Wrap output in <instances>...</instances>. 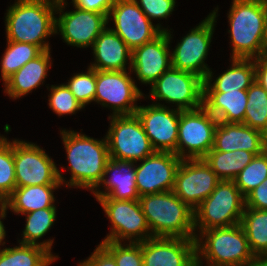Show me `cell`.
Wrapping results in <instances>:
<instances>
[{
    "instance_id": "obj_1",
    "label": "cell",
    "mask_w": 267,
    "mask_h": 266,
    "mask_svg": "<svg viewBox=\"0 0 267 266\" xmlns=\"http://www.w3.org/2000/svg\"><path fill=\"white\" fill-rule=\"evenodd\" d=\"M57 4L58 0H15L5 13L6 39L50 50L45 40L56 34Z\"/></svg>"
},
{
    "instance_id": "obj_2",
    "label": "cell",
    "mask_w": 267,
    "mask_h": 266,
    "mask_svg": "<svg viewBox=\"0 0 267 266\" xmlns=\"http://www.w3.org/2000/svg\"><path fill=\"white\" fill-rule=\"evenodd\" d=\"M71 171L66 186L86 188L93 192L102 181L107 161L110 159L106 138H91L72 130H60Z\"/></svg>"
},
{
    "instance_id": "obj_3",
    "label": "cell",
    "mask_w": 267,
    "mask_h": 266,
    "mask_svg": "<svg viewBox=\"0 0 267 266\" xmlns=\"http://www.w3.org/2000/svg\"><path fill=\"white\" fill-rule=\"evenodd\" d=\"M228 15L232 58L258 59L267 52L265 0H232Z\"/></svg>"
},
{
    "instance_id": "obj_4",
    "label": "cell",
    "mask_w": 267,
    "mask_h": 266,
    "mask_svg": "<svg viewBox=\"0 0 267 266\" xmlns=\"http://www.w3.org/2000/svg\"><path fill=\"white\" fill-rule=\"evenodd\" d=\"M152 237L195 239L194 211L173 191L139 197Z\"/></svg>"
},
{
    "instance_id": "obj_5",
    "label": "cell",
    "mask_w": 267,
    "mask_h": 266,
    "mask_svg": "<svg viewBox=\"0 0 267 266\" xmlns=\"http://www.w3.org/2000/svg\"><path fill=\"white\" fill-rule=\"evenodd\" d=\"M195 243L196 261L206 266H246L255 258L240 223L197 233Z\"/></svg>"
},
{
    "instance_id": "obj_6",
    "label": "cell",
    "mask_w": 267,
    "mask_h": 266,
    "mask_svg": "<svg viewBox=\"0 0 267 266\" xmlns=\"http://www.w3.org/2000/svg\"><path fill=\"white\" fill-rule=\"evenodd\" d=\"M245 197L234 180H220L214 191L194 211V230L239 224L244 213Z\"/></svg>"
},
{
    "instance_id": "obj_7",
    "label": "cell",
    "mask_w": 267,
    "mask_h": 266,
    "mask_svg": "<svg viewBox=\"0 0 267 266\" xmlns=\"http://www.w3.org/2000/svg\"><path fill=\"white\" fill-rule=\"evenodd\" d=\"M108 119L111 121L105 138L110 159L137 163L155 152L136 114L109 115Z\"/></svg>"
},
{
    "instance_id": "obj_8",
    "label": "cell",
    "mask_w": 267,
    "mask_h": 266,
    "mask_svg": "<svg viewBox=\"0 0 267 266\" xmlns=\"http://www.w3.org/2000/svg\"><path fill=\"white\" fill-rule=\"evenodd\" d=\"M218 122L203 106L181 111L176 155L182 160L203 158L213 148Z\"/></svg>"
},
{
    "instance_id": "obj_9",
    "label": "cell",
    "mask_w": 267,
    "mask_h": 266,
    "mask_svg": "<svg viewBox=\"0 0 267 266\" xmlns=\"http://www.w3.org/2000/svg\"><path fill=\"white\" fill-rule=\"evenodd\" d=\"M14 164L17 187L64 185L65 179L55 162L32 142L14 140Z\"/></svg>"
},
{
    "instance_id": "obj_10",
    "label": "cell",
    "mask_w": 267,
    "mask_h": 266,
    "mask_svg": "<svg viewBox=\"0 0 267 266\" xmlns=\"http://www.w3.org/2000/svg\"><path fill=\"white\" fill-rule=\"evenodd\" d=\"M215 8L198 26L178 42L171 52L172 67L181 71H188L206 79L211 70L205 60L211 44L214 26L218 14Z\"/></svg>"
},
{
    "instance_id": "obj_11",
    "label": "cell",
    "mask_w": 267,
    "mask_h": 266,
    "mask_svg": "<svg viewBox=\"0 0 267 266\" xmlns=\"http://www.w3.org/2000/svg\"><path fill=\"white\" fill-rule=\"evenodd\" d=\"M111 222V231L103 241L140 243L152 237L139 200L98 198Z\"/></svg>"
},
{
    "instance_id": "obj_12",
    "label": "cell",
    "mask_w": 267,
    "mask_h": 266,
    "mask_svg": "<svg viewBox=\"0 0 267 266\" xmlns=\"http://www.w3.org/2000/svg\"><path fill=\"white\" fill-rule=\"evenodd\" d=\"M203 82L194 73L171 67L150 85L148 98L176 104L182 111L196 110L203 106Z\"/></svg>"
},
{
    "instance_id": "obj_13",
    "label": "cell",
    "mask_w": 267,
    "mask_h": 266,
    "mask_svg": "<svg viewBox=\"0 0 267 266\" xmlns=\"http://www.w3.org/2000/svg\"><path fill=\"white\" fill-rule=\"evenodd\" d=\"M129 71L96 70L94 102L112 109L111 116L134 115L144 97Z\"/></svg>"
},
{
    "instance_id": "obj_14",
    "label": "cell",
    "mask_w": 267,
    "mask_h": 266,
    "mask_svg": "<svg viewBox=\"0 0 267 266\" xmlns=\"http://www.w3.org/2000/svg\"><path fill=\"white\" fill-rule=\"evenodd\" d=\"M113 19L115 29L111 28L127 46L133 50L158 37L168 28L154 25L134 0H116L108 15Z\"/></svg>"
},
{
    "instance_id": "obj_15",
    "label": "cell",
    "mask_w": 267,
    "mask_h": 266,
    "mask_svg": "<svg viewBox=\"0 0 267 266\" xmlns=\"http://www.w3.org/2000/svg\"><path fill=\"white\" fill-rule=\"evenodd\" d=\"M66 0H58L55 33L70 46L78 48L92 47L96 38L108 25L105 14L85 11L75 7L73 11L63 12ZM59 31V32H58Z\"/></svg>"
},
{
    "instance_id": "obj_16",
    "label": "cell",
    "mask_w": 267,
    "mask_h": 266,
    "mask_svg": "<svg viewBox=\"0 0 267 266\" xmlns=\"http://www.w3.org/2000/svg\"><path fill=\"white\" fill-rule=\"evenodd\" d=\"M219 181L203 158L183 159L175 175L173 192L194 210L214 191Z\"/></svg>"
},
{
    "instance_id": "obj_17",
    "label": "cell",
    "mask_w": 267,
    "mask_h": 266,
    "mask_svg": "<svg viewBox=\"0 0 267 266\" xmlns=\"http://www.w3.org/2000/svg\"><path fill=\"white\" fill-rule=\"evenodd\" d=\"M160 102L139 106L136 115L155 151L171 152L176 155L180 112Z\"/></svg>"
},
{
    "instance_id": "obj_18",
    "label": "cell",
    "mask_w": 267,
    "mask_h": 266,
    "mask_svg": "<svg viewBox=\"0 0 267 266\" xmlns=\"http://www.w3.org/2000/svg\"><path fill=\"white\" fill-rule=\"evenodd\" d=\"M141 161L140 165L135 166V179L140 196L173 191L181 158L171 152L155 151Z\"/></svg>"
},
{
    "instance_id": "obj_19",
    "label": "cell",
    "mask_w": 267,
    "mask_h": 266,
    "mask_svg": "<svg viewBox=\"0 0 267 266\" xmlns=\"http://www.w3.org/2000/svg\"><path fill=\"white\" fill-rule=\"evenodd\" d=\"M171 33L170 30L163 31L154 40L132 50L130 72L134 71L141 83L152 85L172 67Z\"/></svg>"
},
{
    "instance_id": "obj_20",
    "label": "cell",
    "mask_w": 267,
    "mask_h": 266,
    "mask_svg": "<svg viewBox=\"0 0 267 266\" xmlns=\"http://www.w3.org/2000/svg\"><path fill=\"white\" fill-rule=\"evenodd\" d=\"M143 266H194L195 239L151 237L142 242Z\"/></svg>"
},
{
    "instance_id": "obj_21",
    "label": "cell",
    "mask_w": 267,
    "mask_h": 266,
    "mask_svg": "<svg viewBox=\"0 0 267 266\" xmlns=\"http://www.w3.org/2000/svg\"><path fill=\"white\" fill-rule=\"evenodd\" d=\"M111 173L110 179H107ZM135 178V162L109 159L106 163L103 179L92 193L96 199L139 200L140 195L137 191ZM100 186L104 187L106 191H100Z\"/></svg>"
},
{
    "instance_id": "obj_22",
    "label": "cell",
    "mask_w": 267,
    "mask_h": 266,
    "mask_svg": "<svg viewBox=\"0 0 267 266\" xmlns=\"http://www.w3.org/2000/svg\"><path fill=\"white\" fill-rule=\"evenodd\" d=\"M213 149L220 152L246 150L257 156L265 151L264 136L244 123L218 122Z\"/></svg>"
},
{
    "instance_id": "obj_23",
    "label": "cell",
    "mask_w": 267,
    "mask_h": 266,
    "mask_svg": "<svg viewBox=\"0 0 267 266\" xmlns=\"http://www.w3.org/2000/svg\"><path fill=\"white\" fill-rule=\"evenodd\" d=\"M94 63L89 67L104 71H125L131 69L132 50L111 28L106 27L92 46ZM129 60V63H128Z\"/></svg>"
},
{
    "instance_id": "obj_24",
    "label": "cell",
    "mask_w": 267,
    "mask_h": 266,
    "mask_svg": "<svg viewBox=\"0 0 267 266\" xmlns=\"http://www.w3.org/2000/svg\"><path fill=\"white\" fill-rule=\"evenodd\" d=\"M50 50L43 51L35 59L27 62L4 82V92L12 99L28 95L43 84L51 67Z\"/></svg>"
},
{
    "instance_id": "obj_25",
    "label": "cell",
    "mask_w": 267,
    "mask_h": 266,
    "mask_svg": "<svg viewBox=\"0 0 267 266\" xmlns=\"http://www.w3.org/2000/svg\"><path fill=\"white\" fill-rule=\"evenodd\" d=\"M247 90L203 92V107L219 122L243 123Z\"/></svg>"
},
{
    "instance_id": "obj_26",
    "label": "cell",
    "mask_w": 267,
    "mask_h": 266,
    "mask_svg": "<svg viewBox=\"0 0 267 266\" xmlns=\"http://www.w3.org/2000/svg\"><path fill=\"white\" fill-rule=\"evenodd\" d=\"M231 67L220 74L213 83L210 70L203 82V92L247 90L255 82V59L232 58Z\"/></svg>"
},
{
    "instance_id": "obj_27",
    "label": "cell",
    "mask_w": 267,
    "mask_h": 266,
    "mask_svg": "<svg viewBox=\"0 0 267 266\" xmlns=\"http://www.w3.org/2000/svg\"><path fill=\"white\" fill-rule=\"evenodd\" d=\"M62 185H32L16 187L6 199L7 209L16 214H26L39 209L56 208L53 192Z\"/></svg>"
},
{
    "instance_id": "obj_28",
    "label": "cell",
    "mask_w": 267,
    "mask_h": 266,
    "mask_svg": "<svg viewBox=\"0 0 267 266\" xmlns=\"http://www.w3.org/2000/svg\"><path fill=\"white\" fill-rule=\"evenodd\" d=\"M254 156L246 150L220 152L212 148L203 159L220 180H234Z\"/></svg>"
},
{
    "instance_id": "obj_29",
    "label": "cell",
    "mask_w": 267,
    "mask_h": 266,
    "mask_svg": "<svg viewBox=\"0 0 267 266\" xmlns=\"http://www.w3.org/2000/svg\"><path fill=\"white\" fill-rule=\"evenodd\" d=\"M56 259L58 255L36 245L19 243L0 250V266H49Z\"/></svg>"
},
{
    "instance_id": "obj_30",
    "label": "cell",
    "mask_w": 267,
    "mask_h": 266,
    "mask_svg": "<svg viewBox=\"0 0 267 266\" xmlns=\"http://www.w3.org/2000/svg\"><path fill=\"white\" fill-rule=\"evenodd\" d=\"M240 225L255 257H267V210L245 207Z\"/></svg>"
},
{
    "instance_id": "obj_31",
    "label": "cell",
    "mask_w": 267,
    "mask_h": 266,
    "mask_svg": "<svg viewBox=\"0 0 267 266\" xmlns=\"http://www.w3.org/2000/svg\"><path fill=\"white\" fill-rule=\"evenodd\" d=\"M56 210V208H45L23 214L26 215V224L22 234L23 239L18 242L43 247L52 254L53 239L44 240L43 242L38 240L54 225L57 215Z\"/></svg>"
},
{
    "instance_id": "obj_32",
    "label": "cell",
    "mask_w": 267,
    "mask_h": 266,
    "mask_svg": "<svg viewBox=\"0 0 267 266\" xmlns=\"http://www.w3.org/2000/svg\"><path fill=\"white\" fill-rule=\"evenodd\" d=\"M7 48L1 59V79L6 81L27 62L35 59L43 51L30 43L13 42L7 40Z\"/></svg>"
},
{
    "instance_id": "obj_33",
    "label": "cell",
    "mask_w": 267,
    "mask_h": 266,
    "mask_svg": "<svg viewBox=\"0 0 267 266\" xmlns=\"http://www.w3.org/2000/svg\"><path fill=\"white\" fill-rule=\"evenodd\" d=\"M247 97L243 123L264 133L267 130V91L255 81L247 89Z\"/></svg>"
},
{
    "instance_id": "obj_34",
    "label": "cell",
    "mask_w": 267,
    "mask_h": 266,
    "mask_svg": "<svg viewBox=\"0 0 267 266\" xmlns=\"http://www.w3.org/2000/svg\"><path fill=\"white\" fill-rule=\"evenodd\" d=\"M267 178V151L254 156L249 164L234 179L241 194L246 197Z\"/></svg>"
},
{
    "instance_id": "obj_35",
    "label": "cell",
    "mask_w": 267,
    "mask_h": 266,
    "mask_svg": "<svg viewBox=\"0 0 267 266\" xmlns=\"http://www.w3.org/2000/svg\"><path fill=\"white\" fill-rule=\"evenodd\" d=\"M16 187L14 140L0 134V194L7 199Z\"/></svg>"
},
{
    "instance_id": "obj_36",
    "label": "cell",
    "mask_w": 267,
    "mask_h": 266,
    "mask_svg": "<svg viewBox=\"0 0 267 266\" xmlns=\"http://www.w3.org/2000/svg\"><path fill=\"white\" fill-rule=\"evenodd\" d=\"M100 244L114 257L117 266H143L142 242L122 244L104 241Z\"/></svg>"
},
{
    "instance_id": "obj_37",
    "label": "cell",
    "mask_w": 267,
    "mask_h": 266,
    "mask_svg": "<svg viewBox=\"0 0 267 266\" xmlns=\"http://www.w3.org/2000/svg\"><path fill=\"white\" fill-rule=\"evenodd\" d=\"M87 70L85 73L74 74L65 83L84 108L87 104L94 101L96 93V70L91 67H88Z\"/></svg>"
},
{
    "instance_id": "obj_38",
    "label": "cell",
    "mask_w": 267,
    "mask_h": 266,
    "mask_svg": "<svg viewBox=\"0 0 267 266\" xmlns=\"http://www.w3.org/2000/svg\"><path fill=\"white\" fill-rule=\"evenodd\" d=\"M49 91L51 92V94L48 95L49 107L58 116H63L65 114L73 115L76 114V111H80L84 108L64 83L58 86L51 85Z\"/></svg>"
},
{
    "instance_id": "obj_39",
    "label": "cell",
    "mask_w": 267,
    "mask_h": 266,
    "mask_svg": "<svg viewBox=\"0 0 267 266\" xmlns=\"http://www.w3.org/2000/svg\"><path fill=\"white\" fill-rule=\"evenodd\" d=\"M151 20L167 19L175 8L176 0H134Z\"/></svg>"
},
{
    "instance_id": "obj_40",
    "label": "cell",
    "mask_w": 267,
    "mask_h": 266,
    "mask_svg": "<svg viewBox=\"0 0 267 266\" xmlns=\"http://www.w3.org/2000/svg\"><path fill=\"white\" fill-rule=\"evenodd\" d=\"M245 207L267 210V178L245 197Z\"/></svg>"
},
{
    "instance_id": "obj_41",
    "label": "cell",
    "mask_w": 267,
    "mask_h": 266,
    "mask_svg": "<svg viewBox=\"0 0 267 266\" xmlns=\"http://www.w3.org/2000/svg\"><path fill=\"white\" fill-rule=\"evenodd\" d=\"M78 266H117L114 257L99 244L90 257L80 262Z\"/></svg>"
},
{
    "instance_id": "obj_42",
    "label": "cell",
    "mask_w": 267,
    "mask_h": 266,
    "mask_svg": "<svg viewBox=\"0 0 267 266\" xmlns=\"http://www.w3.org/2000/svg\"><path fill=\"white\" fill-rule=\"evenodd\" d=\"M116 0H72L73 7L85 11L109 15L110 9Z\"/></svg>"
},
{
    "instance_id": "obj_43",
    "label": "cell",
    "mask_w": 267,
    "mask_h": 266,
    "mask_svg": "<svg viewBox=\"0 0 267 266\" xmlns=\"http://www.w3.org/2000/svg\"><path fill=\"white\" fill-rule=\"evenodd\" d=\"M255 81L267 91V52L262 58L255 59Z\"/></svg>"
},
{
    "instance_id": "obj_44",
    "label": "cell",
    "mask_w": 267,
    "mask_h": 266,
    "mask_svg": "<svg viewBox=\"0 0 267 266\" xmlns=\"http://www.w3.org/2000/svg\"><path fill=\"white\" fill-rule=\"evenodd\" d=\"M7 211V206H0V245H5V242L3 241L6 236V231L3 222L1 221L2 219H5L6 217V212ZM1 250V249H0Z\"/></svg>"
},
{
    "instance_id": "obj_45",
    "label": "cell",
    "mask_w": 267,
    "mask_h": 266,
    "mask_svg": "<svg viewBox=\"0 0 267 266\" xmlns=\"http://www.w3.org/2000/svg\"><path fill=\"white\" fill-rule=\"evenodd\" d=\"M246 266H267V257H255Z\"/></svg>"
},
{
    "instance_id": "obj_46",
    "label": "cell",
    "mask_w": 267,
    "mask_h": 266,
    "mask_svg": "<svg viewBox=\"0 0 267 266\" xmlns=\"http://www.w3.org/2000/svg\"><path fill=\"white\" fill-rule=\"evenodd\" d=\"M265 43H266V48H267V0H265Z\"/></svg>"
},
{
    "instance_id": "obj_47",
    "label": "cell",
    "mask_w": 267,
    "mask_h": 266,
    "mask_svg": "<svg viewBox=\"0 0 267 266\" xmlns=\"http://www.w3.org/2000/svg\"><path fill=\"white\" fill-rule=\"evenodd\" d=\"M264 136V146H265V150L267 151V130L263 133Z\"/></svg>"
},
{
    "instance_id": "obj_48",
    "label": "cell",
    "mask_w": 267,
    "mask_h": 266,
    "mask_svg": "<svg viewBox=\"0 0 267 266\" xmlns=\"http://www.w3.org/2000/svg\"><path fill=\"white\" fill-rule=\"evenodd\" d=\"M6 205V199L0 194V206Z\"/></svg>"
},
{
    "instance_id": "obj_49",
    "label": "cell",
    "mask_w": 267,
    "mask_h": 266,
    "mask_svg": "<svg viewBox=\"0 0 267 266\" xmlns=\"http://www.w3.org/2000/svg\"><path fill=\"white\" fill-rule=\"evenodd\" d=\"M202 264H204V263H202V262H195V264H194V266H203Z\"/></svg>"
}]
</instances>
